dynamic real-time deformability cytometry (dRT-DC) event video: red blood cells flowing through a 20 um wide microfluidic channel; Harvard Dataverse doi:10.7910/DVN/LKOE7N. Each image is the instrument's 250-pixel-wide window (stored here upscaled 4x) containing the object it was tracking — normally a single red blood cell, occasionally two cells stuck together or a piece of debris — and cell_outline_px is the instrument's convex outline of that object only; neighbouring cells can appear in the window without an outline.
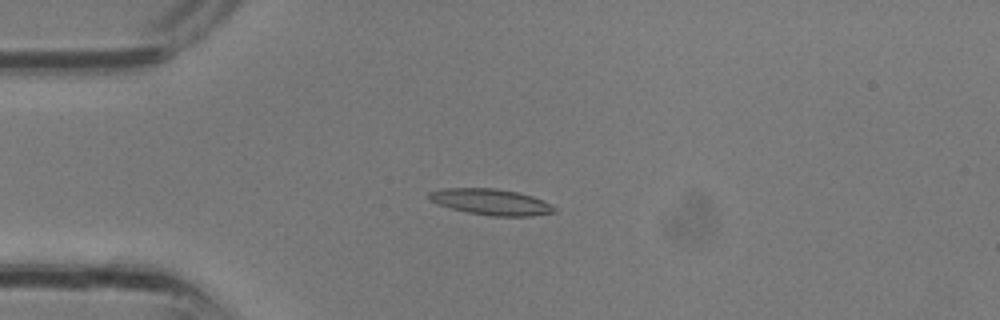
{"species": "common noctule bat (a hibernating species)", "species_latin": "Nyctalus noctula", "temperature_condition": "room temperature", "stored_images_in_passage": 28, "camera_frame_rate_fps": 3000, "um_per_image_px": 0.085, "animal": {"sex": "male", "body_mass_g": 13.3}, "frame": {"image": 1, "passage_image": 7, "time_ms": 2.0, "image_size_px": [1000, 320], "cell_outline_px": [[556, 212], [532, 216], [492, 216], [468, 212], [436, 204], [428, 200], [428, 192], [444, 188], [496, 188], [516, 192], [532, 196], [544, 200], [556, 208]], "centroid_in_image_um": [41.72, 17.16], "position_along_channel_um": 43.3, "area_um2": 19.07}}
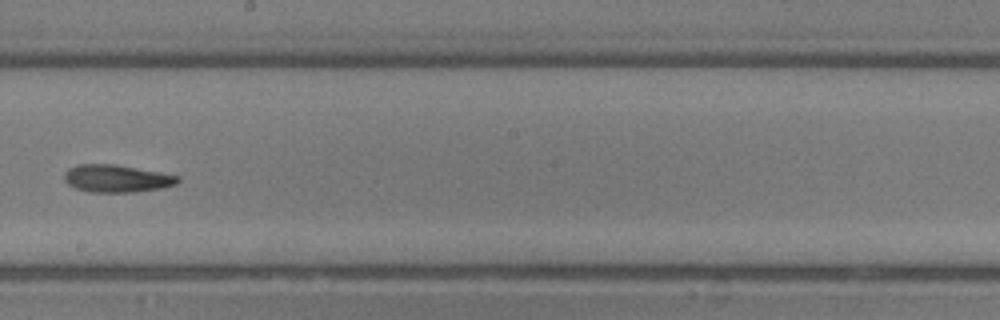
{"frame": {"image": 2, "passage_image": 17, "time_ms": 5.333, "image_size_px": [1000, 320], "cell_outline_px": [[180, 180], [176, 184], [160, 188], [132, 192], [88, 192], [76, 188], [68, 184], [64, 180], [64, 172], [68, 168], [76, 164], [116, 164], [160, 172], [180, 176]], "centroid_in_image_um": [9.89, 15.16], "position_along_channel_um": 238.3, "area_um2": 18.26}}
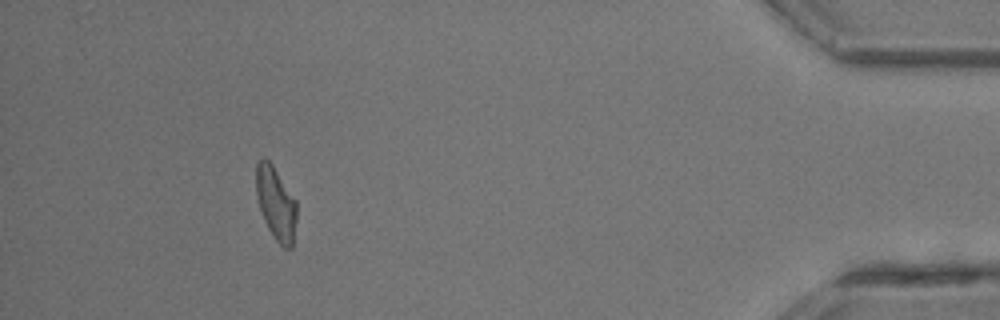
{"frame": {"image": 3, "passage_image": 28, "time_ms": 9.0, "image_size_px": [1000, 320], "cell_outline_px": [[296, 220], [292, 248], [284, 248], [276, 240], [268, 228], [264, 220], [256, 196], [256, 164], [264, 156], [272, 164], [296, 200]], "centroid_in_image_um": [23.45, 17.27], "position_along_channel_um": 411.8, "area_um2": 17.17}}